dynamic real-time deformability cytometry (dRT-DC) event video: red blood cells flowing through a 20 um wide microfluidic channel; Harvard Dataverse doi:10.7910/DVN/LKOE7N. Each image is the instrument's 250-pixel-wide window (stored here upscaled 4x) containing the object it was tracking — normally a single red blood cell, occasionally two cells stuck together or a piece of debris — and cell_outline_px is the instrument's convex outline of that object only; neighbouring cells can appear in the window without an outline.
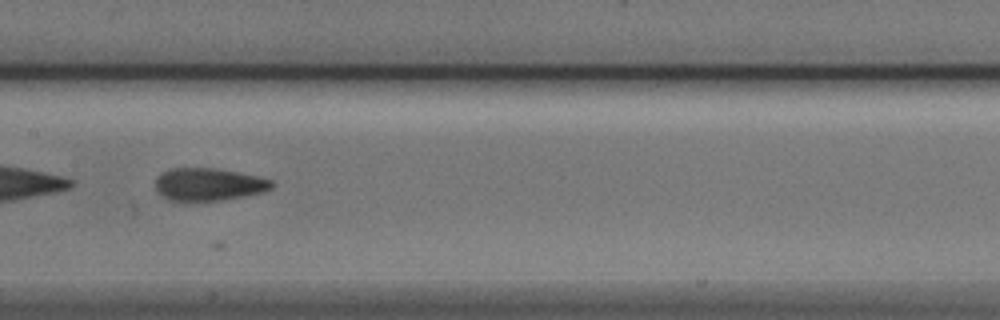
{"species": "Egyptian fruit bat (a non-hibernating species)", "species_latin": "Rousettus aegyptiacus", "temperature_condition": "cold", "stored_images_in_passage": 20, "camera_frame_rate_fps": 3000, "um_per_image_px": 0.085, "animal": {"sex": "male"}, "frame": {"image": 1, "passage_image": 10, "time_ms": 3.0, "image_size_px": [1000, 320], "cell_outline_px": [[276, 184], [272, 188], [264, 192], [224, 200], [168, 200], [156, 192], [156, 176], [172, 168], [212, 168], [236, 172], [256, 176], [272, 180]], "centroid_in_image_um": [17.74, 15.67], "position_along_channel_um": 189.7, "area_um2": 22.02}}
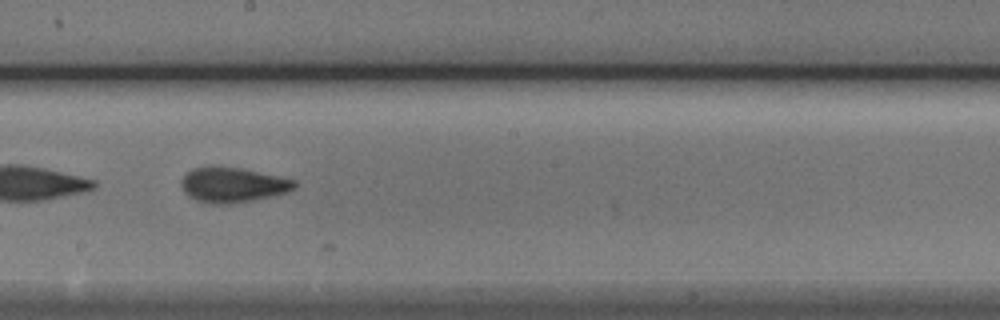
{"frame": {"image": 2, "passage_image": 13, "time_ms": 4.0, "image_size_px": [1000, 320], "cell_outline_px": [[296, 188], [288, 192], [276, 196], [228, 204], [208, 204], [196, 200], [188, 196], [184, 192], [180, 184], [180, 180], [192, 168], [212, 164], [240, 168], [296, 180]], "centroid_in_image_um": [19.75, 15.7], "position_along_channel_um": 228.4, "area_um2": 23.58}}